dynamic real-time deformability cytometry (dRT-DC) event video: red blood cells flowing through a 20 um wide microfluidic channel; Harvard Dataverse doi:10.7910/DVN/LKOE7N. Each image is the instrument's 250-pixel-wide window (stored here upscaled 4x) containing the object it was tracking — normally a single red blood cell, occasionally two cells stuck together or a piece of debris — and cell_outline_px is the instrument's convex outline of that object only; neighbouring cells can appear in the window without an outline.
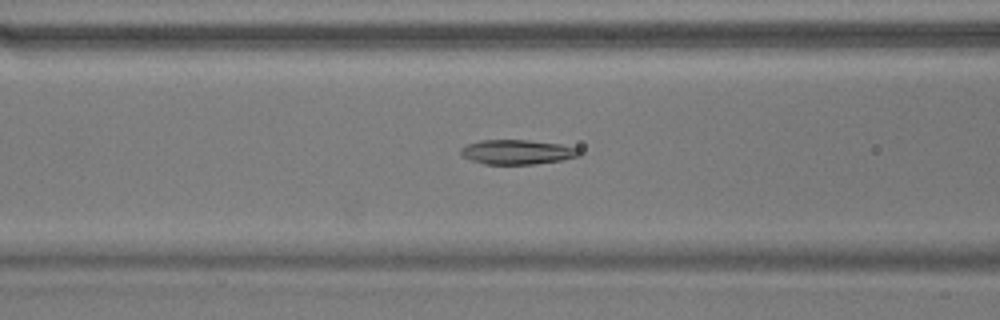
{"species": "common noctule bat (a hibernating species)", "species_latin": "Nyctalus noctula", "temperature_condition": "warm", "stored_images_in_passage": 44, "camera_frame_rate_fps": 3000, "um_per_image_px": 0.085, "animal": {"sex": "male", "body_mass_g": 17.9}, "frame": {"image": 1, "passage_image": 11, "time_ms": 3.333, "image_size_px": [1000, 320], "cell_outline_px": [[580, 156], [564, 160], [536, 164], [484, 164], [460, 156], [460, 148], [468, 144], [480, 140], [528, 140], [560, 144], [580, 148]], "centroid_in_image_um": [43.98, 12.92], "position_along_channel_um": 122.6, "area_um2": 17.17}}
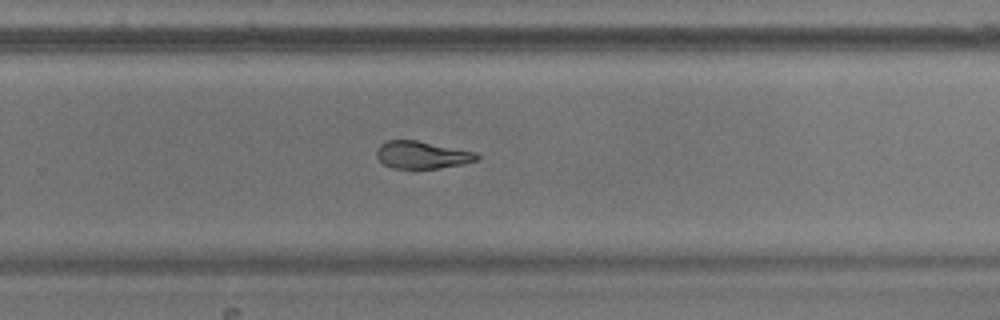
{"frame": {"image": 2, "passage_image": 25, "time_ms": 8.0, "image_size_px": [1000, 320], "cell_outline_px": [[480, 156], [476, 160], [464, 164], [436, 168], [392, 168], [384, 164], [376, 156], [376, 148], [380, 144], [388, 140], [416, 140], [476, 152]], "centroid_in_image_um": [35.85, 13.16], "position_along_channel_um": 293.9, "area_um2": 15.95}}
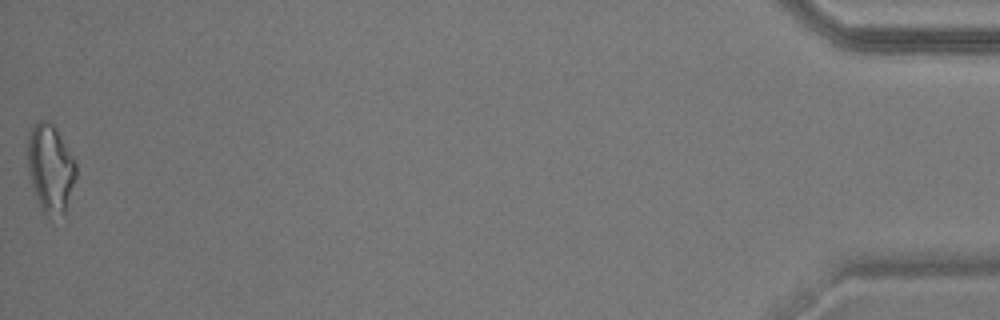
{"frame": {"image": 3, "passage_image": 44, "time_ms": 14.333, "image_size_px": [1000, 320], "cell_outline_px": [[76, 176], [64, 212], [44, 212], [36, 196], [32, 184], [28, 168], [28, 136], [36, 120], [48, 120], [56, 128], [76, 164]], "centroid_in_image_um": [4.27, 14.19], "position_along_channel_um": 430.9, "area_um2": 23.76}, "authors_computed_cell_mechanics": {"area_um2": 17.629, "velocity_mm_per_s": 3.68, "shape_relaxation_time_tau1_ms": null, "shape_relaxation_time_tau2_ms": 3.0077, "deformation_change_tau1": null, "deformation_change_tau2": 0.1059}}